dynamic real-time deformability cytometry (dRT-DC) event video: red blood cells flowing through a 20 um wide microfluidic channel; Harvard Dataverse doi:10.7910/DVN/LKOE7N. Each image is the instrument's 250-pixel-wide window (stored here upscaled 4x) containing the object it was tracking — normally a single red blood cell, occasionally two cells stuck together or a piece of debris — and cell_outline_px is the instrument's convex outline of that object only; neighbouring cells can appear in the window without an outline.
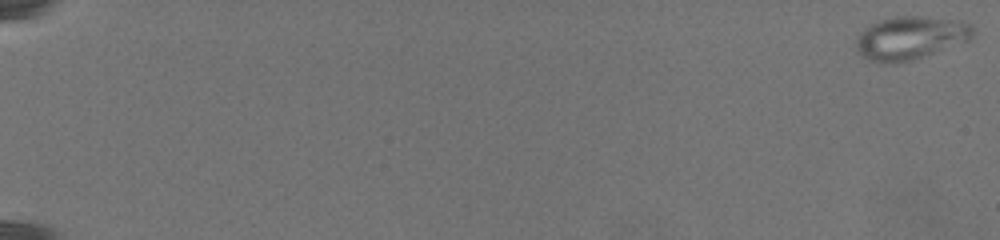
{"species": "common noctule bat (a hibernating species)", "species_latin": "Nyctalus noctula", "temperature_condition": "warm", "stored_images_in_passage": 22, "camera_frame_rate_fps": 3000, "um_per_image_px": 0.085, "animal": {"sex": "female", "body_mass_g": 19.5, "forearm_length_mm": 54.1}, "frame": {"image": 1, "passage_image": 1, "time_ms": 0.0, "image_size_px": [1000, 240], "cell_outline_px": [[976, 28], [972, 36], [968, 40], [912, 60], [884, 64], [880, 64], [868, 60], [860, 56], [856, 48], [856, 40], [860, 32], [864, 28], [880, 20], [896, 16], [924, 16], [964, 20], [972, 24]], "centroid_in_image_um": [77.38, 3.21], "position_along_channel_um": 7.6, "area_um2": 29.65}}